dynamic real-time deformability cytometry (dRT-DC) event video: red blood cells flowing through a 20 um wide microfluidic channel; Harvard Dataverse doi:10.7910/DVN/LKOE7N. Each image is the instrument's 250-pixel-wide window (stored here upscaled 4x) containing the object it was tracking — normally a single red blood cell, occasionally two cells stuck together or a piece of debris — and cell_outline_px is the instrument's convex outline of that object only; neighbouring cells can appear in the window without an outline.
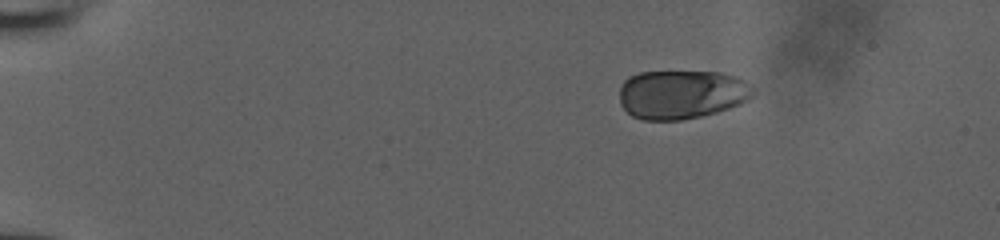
{"species": "human", "species_latin": "Homo sapiens", "temperature_condition": "room temperature", "stored_images_in_passage": 44, "camera_frame_rate_fps": 3000, "um_per_image_px": 0.085, "donor": {"sex": "male"}, "frame": {"image": 1, "passage_image": 1, "time_ms": 0.0, "image_size_px": [1000, 240], "cell_outline_px": [[756, 92], [748, 100], [740, 104], [716, 112], [700, 116], [680, 120], [640, 120], [632, 116], [620, 104], [620, 84], [628, 76], [640, 72], [720, 72], [736, 76], [744, 80], [756, 88]], "centroid_in_image_um": [57.94, 8.02], "position_along_channel_um": 27.1, "area_um2": 38.44}}
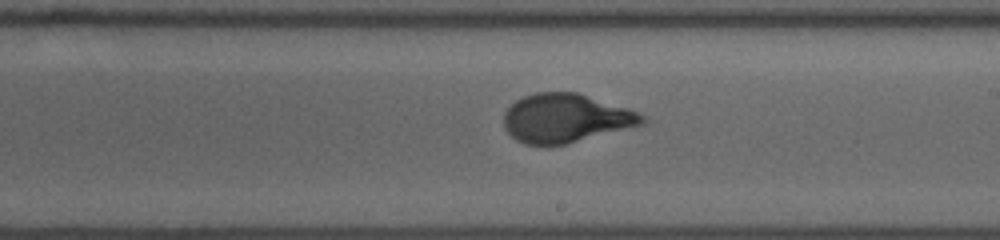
{"frame": {"image": 2, "passage_image": 24, "time_ms": 7.667, "image_size_px": [1000, 240], "cell_outline_px": [[648, 120], [644, 124], [564, 144], [524, 144], [516, 140], [504, 128], [504, 112], [516, 100], [524, 96], [536, 92], [576, 92], [628, 108], [644, 116]], "centroid_in_image_um": [48.07, 10.03], "position_along_channel_um": 240.9, "area_um2": 38.9}}
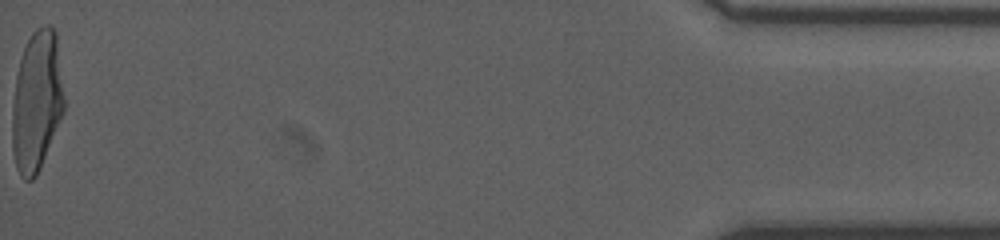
{"frame": {"image": 3, "passage_image": 44, "time_ms": 14.333, "image_size_px": [1000, 240], "cell_outline_px": [[64, 112], [40, 168], [36, 176], [32, 180], [24, 180], [20, 176], [16, 168], [12, 152], [12, 104], [16, 76], [20, 60], [24, 48], [32, 32], [36, 28], [44, 24], [48, 24], [56, 32], [64, 96]], "centroid_in_image_um": [3.12, 8.62], "position_along_channel_um": 432.1, "area_um2": 42.71}}